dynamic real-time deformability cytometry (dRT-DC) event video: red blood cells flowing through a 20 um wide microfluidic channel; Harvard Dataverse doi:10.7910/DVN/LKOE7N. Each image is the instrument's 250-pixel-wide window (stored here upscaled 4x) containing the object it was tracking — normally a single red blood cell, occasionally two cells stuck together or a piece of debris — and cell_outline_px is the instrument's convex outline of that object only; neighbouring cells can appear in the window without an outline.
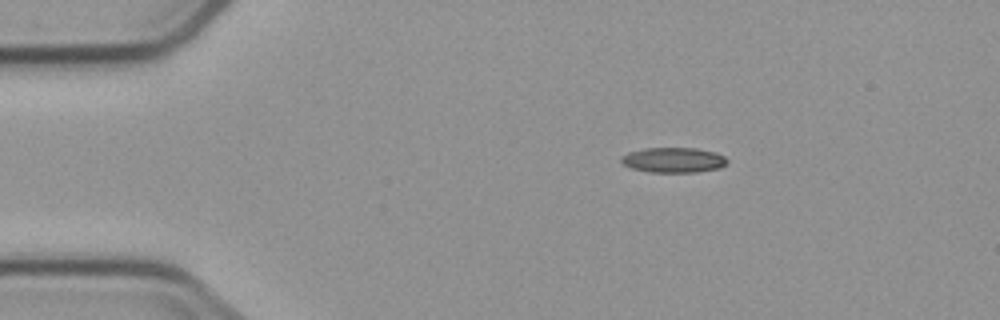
{"species": "common noctule bat (a hibernating species)", "species_latin": "Nyctalus noctula", "temperature_condition": "cold", "stored_images_in_passage": 3, "camera_frame_rate_fps": 3000, "um_per_image_px": 0.085, "animal": {"sex": "male", "body_mass_g": 23.1, "forearm_length_mm": 52.7}, "frame": {"image": 1, "passage_image": 1, "time_ms": 0.0, "image_size_px": [1000, 320], "cell_outline_px": [[728, 160], [720, 168], [696, 172], [648, 172], [632, 168], [624, 164], [620, 160], [620, 156], [628, 152], [644, 148], [696, 148], [716, 152], [724, 156]], "centroid_in_image_um": [57.23, 13.59], "position_along_channel_um": 27.8, "area_um2": 15.55}}
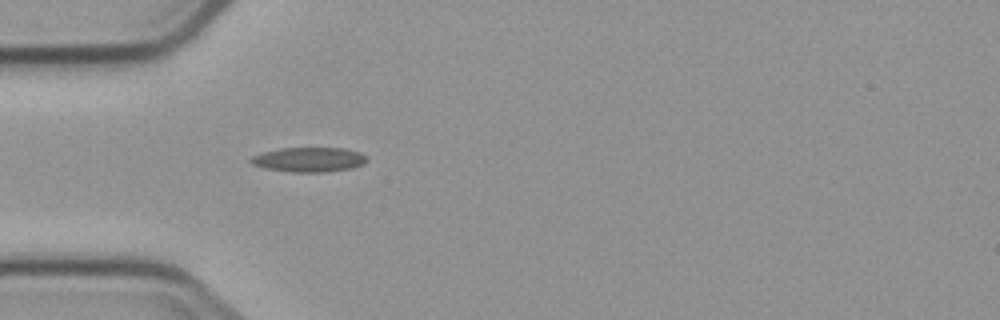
{"frame": {"image": 2, "passage_image": 3, "time_ms": 2.333, "image_size_px": [1000, 320], "cell_outline_px": [[368, 160], [364, 164], [352, 168], [328, 172], [292, 172], [264, 168], [252, 164], [248, 160], [252, 156], [260, 152], [280, 148], [344, 148], [360, 152], [368, 156]], "centroid_in_image_um": [26.27, 13.56], "position_along_channel_um": 58.7, "area_um2": 16.94}}